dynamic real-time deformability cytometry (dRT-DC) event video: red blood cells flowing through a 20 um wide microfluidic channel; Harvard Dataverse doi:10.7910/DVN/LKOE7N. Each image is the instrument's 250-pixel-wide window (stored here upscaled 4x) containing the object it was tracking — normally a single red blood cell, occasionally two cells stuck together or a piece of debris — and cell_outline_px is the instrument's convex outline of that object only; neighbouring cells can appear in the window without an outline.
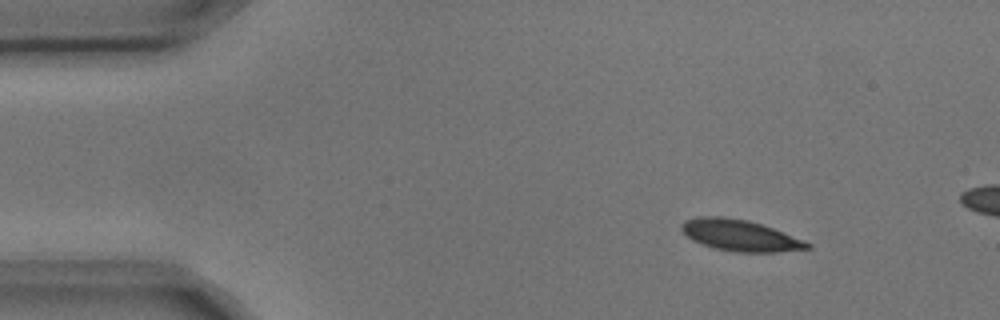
{"species": "common noctule bat (a hibernating species)", "species_latin": "Nyctalus noctula", "temperature_condition": "cold", "stored_images_in_passage": 4, "camera_frame_rate_fps": 3000, "um_per_image_px": 0.085, "animal": {"sex": "male", "body_mass_g": 17.9, "forearm_length_mm": 54.2}, "frame": {"image": 1, "passage_image": 1, "time_ms": 0.0, "image_size_px": [1000, 320], "cell_outline_px": [[812, 248], [776, 252], [736, 252], [712, 248], [692, 240], [680, 228], [680, 224], [684, 220], [700, 216], [720, 216], [748, 220], [772, 228], [804, 240], [812, 244]], "centroid_in_image_um": [62.88, 20.01], "position_along_channel_um": 22.1, "area_um2": 22.89}}